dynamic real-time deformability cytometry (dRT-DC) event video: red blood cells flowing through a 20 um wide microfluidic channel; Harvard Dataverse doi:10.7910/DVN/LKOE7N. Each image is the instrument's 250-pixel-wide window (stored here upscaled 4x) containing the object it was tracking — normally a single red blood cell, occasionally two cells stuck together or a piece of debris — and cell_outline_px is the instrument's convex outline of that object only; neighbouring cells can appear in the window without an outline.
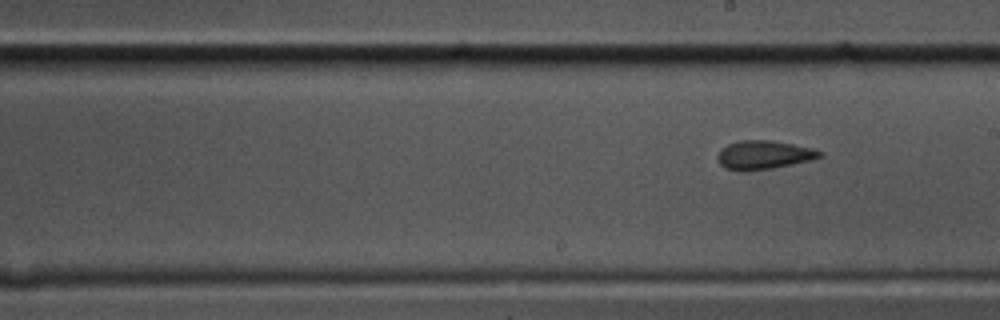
{"species": "common noctule bat (a hibernating species)", "species_latin": "Nyctalus noctula", "temperature_condition": "cold", "stored_images_in_passage": 11, "segment_of_instrument_passage": [2, 2], "camera_frame_rate_fps": 3000, "um_per_image_px": 0.085, "animal": {"sex": "male", "body_mass_g": 17.5, "forearm_length_mm": 52.3}, "frame": {"image": 1, "passage_image": 11, "time_ms": 3.333, "image_size_px": [1000, 320], "cell_outline_px": [[824, 152], [820, 156], [808, 160], [792, 164], [772, 168], [744, 172], [740, 172], [724, 168], [720, 164], [716, 156], [728, 144], [740, 140], [768, 140], [792, 144], [812, 148]], "centroid_in_image_um": [64.87, 13.18], "position_along_channel_um": 224.1, "area_um2": 16.94}}